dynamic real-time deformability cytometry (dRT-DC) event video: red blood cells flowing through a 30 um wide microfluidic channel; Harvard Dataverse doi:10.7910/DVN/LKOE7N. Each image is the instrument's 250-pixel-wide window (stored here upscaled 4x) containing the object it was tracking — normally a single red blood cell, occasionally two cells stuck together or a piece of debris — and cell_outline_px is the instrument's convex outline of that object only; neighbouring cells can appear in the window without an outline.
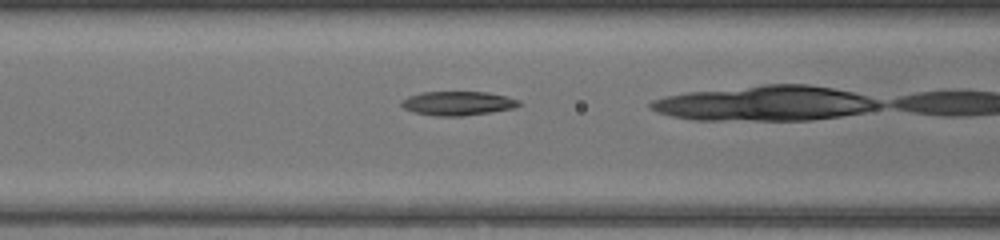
{"species": "common noctule bat (a hibernating species)", "species_latin": "Nyctalus noctula", "temperature_condition": "warm", "stored_images_in_passage": 10, "camera_frame_rate_fps": 3000, "um_per_image_px": 0.085, "animal": {"sex": "female", "body_mass_g": 17.0, "forearm_length_mm": 48.0}, "frame": {"image": 1, "passage_image": 6, "time_ms": 1.667, "image_size_px": [1000, 240], "cell_outline_px": [[524, 104], [512, 108], [492, 112], [460, 116], [436, 116], [416, 112], [404, 108], [400, 104], [400, 100], [408, 96], [420, 92], [488, 92], [508, 96], [520, 100]], "centroid_in_image_um": [38.94, 8.77], "position_along_channel_um": 127.7, "area_um2": 16.59}}